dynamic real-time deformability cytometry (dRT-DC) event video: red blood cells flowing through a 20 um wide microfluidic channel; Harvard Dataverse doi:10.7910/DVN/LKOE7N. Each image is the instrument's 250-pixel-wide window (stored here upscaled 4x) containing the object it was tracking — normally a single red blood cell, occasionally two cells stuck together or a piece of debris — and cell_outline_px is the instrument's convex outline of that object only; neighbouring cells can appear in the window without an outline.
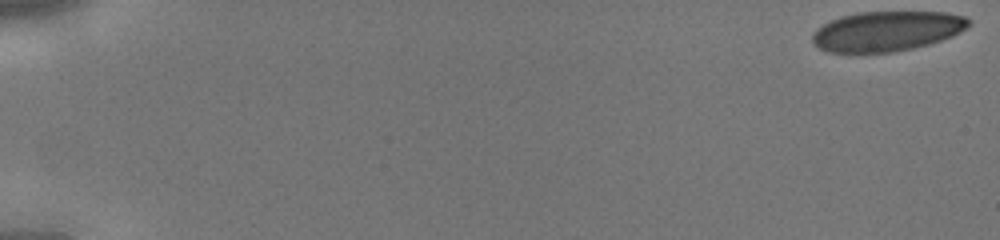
{"species": "human", "species_latin": "Homo sapiens", "temperature_condition": "cold", "stored_images_in_passage": 38, "camera_frame_rate_fps": 3000, "um_per_image_px": 0.085, "donor": {"sex": "male"}, "frame": {"image": 1, "passage_image": 1, "time_ms": 0.0, "image_size_px": [1000, 240], "cell_outline_px": [[972, 24], [960, 32], [952, 36], [928, 44], [912, 48], [892, 52], [828, 52], [812, 44], [812, 32], [816, 28], [840, 16], [856, 12], [948, 12], [968, 16], [972, 20]], "centroid_in_image_um": [75.4, 2.63], "position_along_channel_um": 9.6, "area_um2": 36.65}}